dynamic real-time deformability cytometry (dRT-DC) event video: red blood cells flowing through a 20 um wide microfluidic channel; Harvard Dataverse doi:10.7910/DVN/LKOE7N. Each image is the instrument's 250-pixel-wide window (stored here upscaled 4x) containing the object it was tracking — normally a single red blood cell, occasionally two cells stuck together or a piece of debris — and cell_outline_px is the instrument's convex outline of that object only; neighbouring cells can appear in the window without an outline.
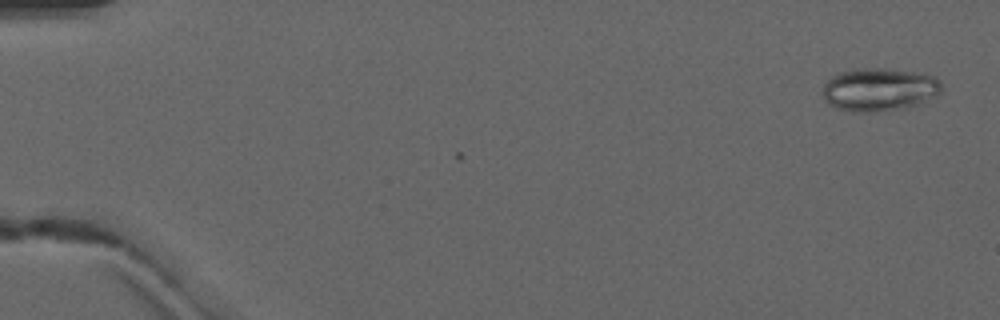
{"species": "common noctule bat (a hibernating species)", "species_latin": "Nyctalus noctula", "temperature_condition": "warm", "stored_images_in_passage": 2, "camera_frame_rate_fps": 3000, "um_per_image_px": 0.085, "animal": {"sex": "male", "forearm_length_mm": 52.5}, "frame": {"image": 1, "passage_image": 1, "time_ms": 0.0, "image_size_px": [1000, 320], "cell_outline_px": [[944, 84], [940, 92], [936, 96], [908, 108], [880, 112], [852, 112], [836, 108], [828, 104], [824, 100], [824, 84], [832, 76], [840, 72], [856, 68], [884, 68], [912, 72], [932, 76], [940, 80]], "centroid_in_image_um": [74.74, 7.63], "position_along_channel_um": 10.3, "area_um2": 30.11}}